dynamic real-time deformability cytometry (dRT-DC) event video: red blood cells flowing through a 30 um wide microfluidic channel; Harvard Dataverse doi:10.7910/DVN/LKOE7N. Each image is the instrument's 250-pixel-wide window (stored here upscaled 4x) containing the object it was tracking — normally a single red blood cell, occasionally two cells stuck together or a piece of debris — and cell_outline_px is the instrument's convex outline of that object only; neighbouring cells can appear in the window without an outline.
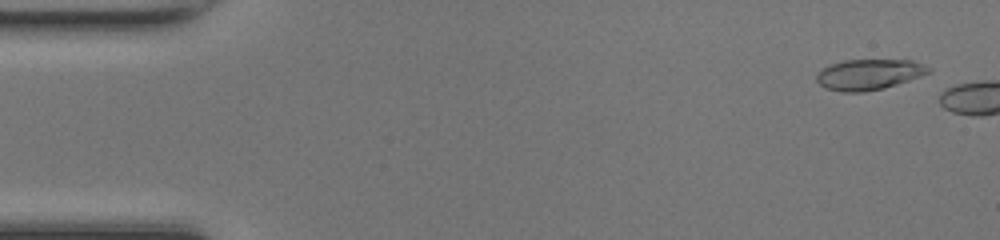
{"species": "common noctule bat (a hibernating species)", "species_latin": "Nyctalus noctula", "temperature_condition": "room temperature", "stored_images_in_passage": 3, "camera_frame_rate_fps": 3000, "um_per_image_px": 0.085, "animal": {"sex": "female", "body_mass_g": 17.0, "forearm_length_mm": 48.0}, "frame": {"image": 1, "passage_image": 1, "time_ms": 0.0, "image_size_px": [1000, 240], "cell_outline_px": [[932, 72], [884, 88], [864, 92], [840, 92], [824, 88], [816, 80], [816, 72], [832, 64], [844, 60], [912, 60], [924, 64], [932, 68]], "centroid_in_image_um": [73.86, 6.33], "position_along_channel_um": 11.1, "area_um2": 20.06}}